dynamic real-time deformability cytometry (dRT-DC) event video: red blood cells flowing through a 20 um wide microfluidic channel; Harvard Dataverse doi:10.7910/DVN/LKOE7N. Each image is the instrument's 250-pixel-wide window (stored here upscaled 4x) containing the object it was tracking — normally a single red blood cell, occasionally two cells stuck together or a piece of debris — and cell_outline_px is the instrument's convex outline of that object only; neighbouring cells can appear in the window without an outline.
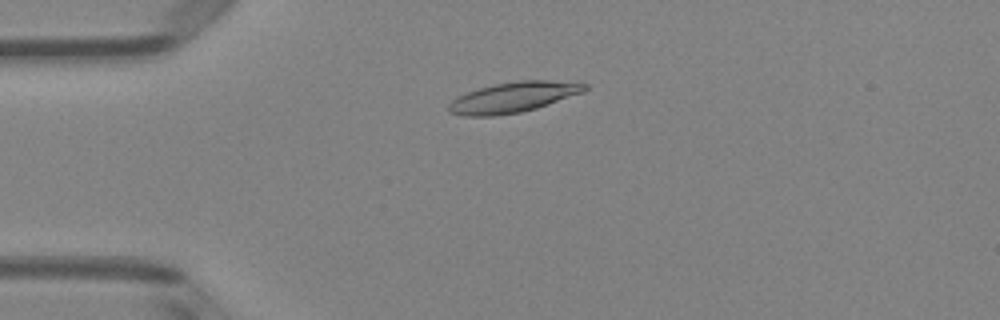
{"species": "Egyptian fruit bat (a non-hibernating species)", "species_latin": "Rousettus aegyptiacus", "temperature_condition": "room temperature", "stored_images_in_passage": 50, "camera_frame_rate_fps": 3000, "um_per_image_px": 0.085, "animal": {"sex": "female"}, "frame": {"image": 1, "passage_image": 12, "time_ms": 3.667, "image_size_px": [1000, 320], "cell_outline_px": [[588, 88], [584, 92], [536, 108], [520, 112], [496, 116], [464, 116], [448, 112], [448, 104], [456, 96], [480, 88], [496, 84], [516, 80], [580, 80], [588, 84]], "centroid_in_image_um": [43.7, 8.24], "position_along_channel_um": 41.3, "area_um2": 24.51}}
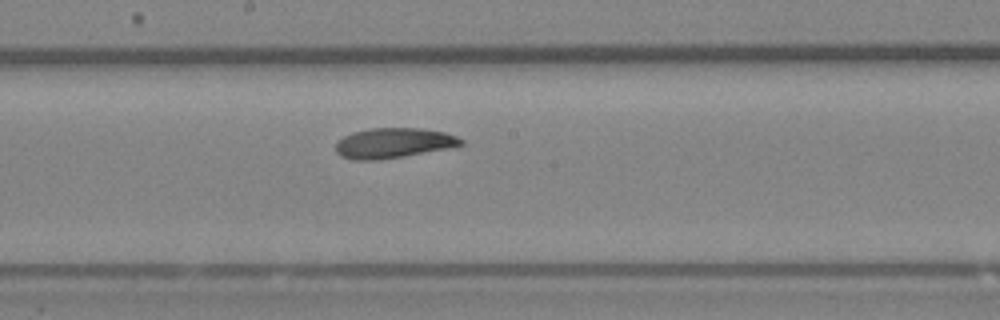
{"frame": {"image": 2, "passage_image": 27, "time_ms": 8.667, "image_size_px": [1000, 320], "cell_outline_px": [[464, 144], [448, 148], [404, 156], [380, 160], [352, 160], [340, 156], [336, 152], [336, 140], [352, 132], [372, 128], [420, 128], [444, 132], [456, 136], [464, 140]], "centroid_in_image_um": [33.41, 12.16], "position_along_channel_um": 214.8, "area_um2": 22.08}}
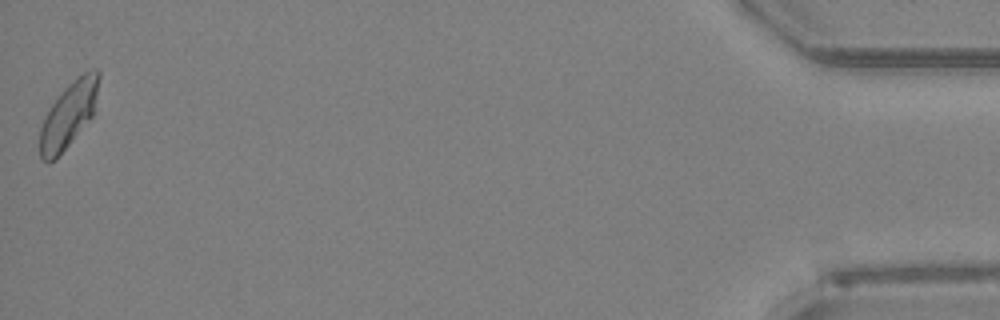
{"frame": {"image": 3, "passage_image": 50, "time_ms": 16.333, "image_size_px": [1000, 320], "cell_outline_px": [[100, 76], [92, 116], [56, 160], [48, 164], [40, 160], [40, 128], [44, 116], [60, 92], [76, 76], [84, 72], [96, 68], [100, 72]], "centroid_in_image_um": [5.8, 9.77], "position_along_channel_um": 429.4, "area_um2": 22.54}, "authors_computed_cell_mechanics": {"area_um2": 22.5131, "velocity_mm_per_s": 4.0225, "shape_relaxation_time_tau1_ms": 4.8702, "shape_relaxation_time_tau2_ms": 9.5975, "deformation_change_tau1": 0.1546, "deformation_change_tau2": 0.1597}}